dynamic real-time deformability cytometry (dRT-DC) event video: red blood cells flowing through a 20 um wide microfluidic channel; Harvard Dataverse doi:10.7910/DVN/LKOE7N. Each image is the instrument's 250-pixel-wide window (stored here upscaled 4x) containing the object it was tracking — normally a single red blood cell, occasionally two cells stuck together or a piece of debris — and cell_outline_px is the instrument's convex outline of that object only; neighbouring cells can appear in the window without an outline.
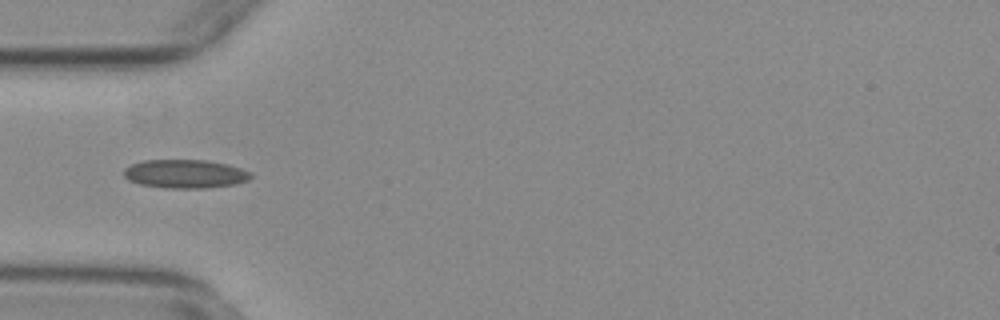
{"species": "common noctule bat (a hibernating species)", "species_latin": "Nyctalus noctula", "temperature_condition": "warm", "stored_images_in_passage": 43, "camera_frame_rate_fps": 3000, "um_per_image_px": 0.085, "animal": {"sex": "female", "body_mass_g": 29.2, "forearm_length_mm": 56.3}, "frame": {"image": 1, "passage_image": 6, "time_ms": 1.667, "image_size_px": [1000, 320], "cell_outline_px": [[252, 176], [248, 180], [236, 184], [208, 188], [168, 188], [140, 184], [128, 180], [124, 176], [124, 168], [132, 164], [144, 160], [208, 160], [228, 164], [252, 172]], "centroid_in_image_um": [15.76, 14.78], "position_along_channel_um": 69.2, "area_um2": 21.27}}
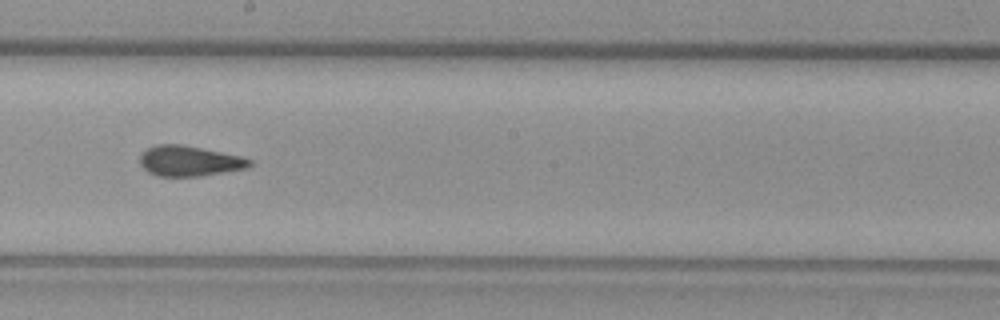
{"frame": {"image": 2, "passage_image": 19, "time_ms": 6.0, "image_size_px": [1000, 320], "cell_outline_px": [[252, 164], [248, 168], [200, 176], [156, 176], [148, 172], [140, 164], [140, 152], [156, 144], [180, 144], [240, 156], [252, 160]], "centroid_in_image_um": [16.06, 13.69], "position_along_channel_um": 232.1, "area_um2": 19.36}}
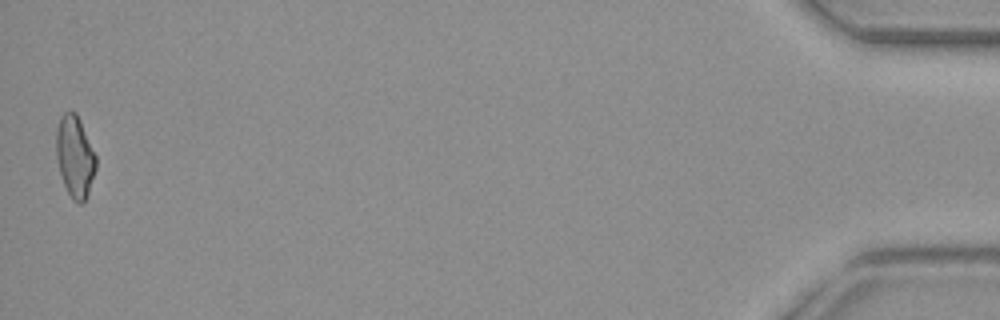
{"frame": {"image": 3, "passage_image": 43, "time_ms": 14.0, "image_size_px": [1000, 320], "cell_outline_px": [[96, 168], [84, 204], [80, 204], [72, 200], [64, 184], [60, 172], [56, 156], [56, 132], [60, 116], [64, 112], [72, 108], [76, 112], [80, 120], [96, 156]], "centroid_in_image_um": [6.36, 13.28], "position_along_channel_um": 428.8, "area_um2": 18.96}, "authors_computed_cell_mechanics": {"area_um2": 19.4786, "velocity_mm_per_s": 3.7466, "shape_relaxation_time_tau1_ms": null, "shape_relaxation_time_tau2_ms": 1.5377, "deformation_change_tau1": null, "deformation_change_tau2": 0.0626}}